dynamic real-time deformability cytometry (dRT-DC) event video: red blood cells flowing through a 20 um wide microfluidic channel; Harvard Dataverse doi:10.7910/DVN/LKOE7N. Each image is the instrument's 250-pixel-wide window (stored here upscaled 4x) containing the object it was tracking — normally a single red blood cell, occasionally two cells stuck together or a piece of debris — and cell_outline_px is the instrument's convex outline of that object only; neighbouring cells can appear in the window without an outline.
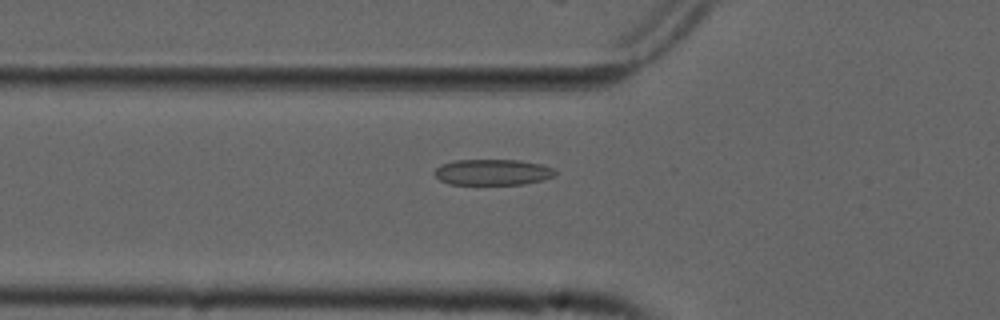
{"species": "common noctule bat (a hibernating species)", "species_latin": "Nyctalus noctula", "temperature_condition": "cold", "stored_images_in_passage": 55, "camera_frame_rate_fps": 3000, "um_per_image_px": 0.085, "animal": {"sex": "male", "forearm_length_mm": 52.5}, "frame": {"image": 1, "passage_image": 19, "time_ms": 6.0, "image_size_px": [1000, 320], "cell_outline_px": [[556, 176], [544, 180], [524, 184], [448, 184], [440, 180], [436, 176], [436, 168], [440, 164], [456, 160], [520, 160], [540, 164], [552, 168], [556, 172]], "centroid_in_image_um": [41.9, 14.64], "position_along_channel_um": 83.9, "area_um2": 18.21}}
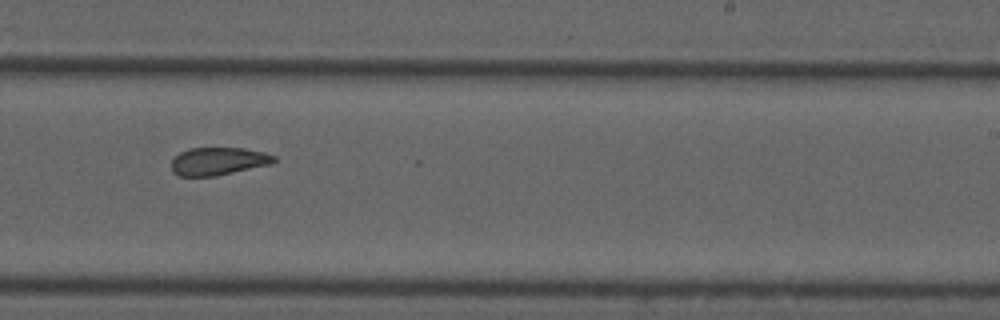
{"frame": {"image": 2, "passage_image": 34, "time_ms": 11.0, "image_size_px": [1000, 320], "cell_outline_px": [[276, 160], [272, 164], [216, 176], [180, 176], [172, 172], [172, 160], [180, 152], [188, 148], [244, 148], [264, 152], [276, 156]], "centroid_in_image_um": [18.57, 13.7], "position_along_channel_um": 270.4, "area_um2": 16.7}}
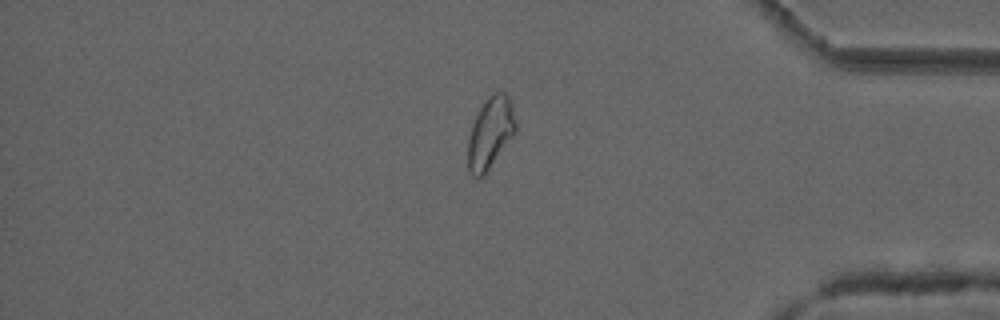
{"frame": {"image": 3, "passage_image": 46, "time_ms": 15.0, "image_size_px": [1000, 320], "cell_outline_px": [[516, 132], [484, 176], [472, 176], [468, 172], [468, 140], [472, 124], [480, 108], [488, 96], [496, 92], [508, 92], [516, 124]], "centroid_in_image_um": [41.68, 11.3], "position_along_channel_um": 393.5, "area_um2": 19.83}, "authors_computed_cell_mechanics": {"area_um2": 19.363, "velocity_mm_per_s": 3.7369, "shape_relaxation_time_tau1_ms": null, "shape_relaxation_time_tau2_ms": 2.0921, "deformation_change_tau1": null, "deformation_change_tau2": 0.0846}}